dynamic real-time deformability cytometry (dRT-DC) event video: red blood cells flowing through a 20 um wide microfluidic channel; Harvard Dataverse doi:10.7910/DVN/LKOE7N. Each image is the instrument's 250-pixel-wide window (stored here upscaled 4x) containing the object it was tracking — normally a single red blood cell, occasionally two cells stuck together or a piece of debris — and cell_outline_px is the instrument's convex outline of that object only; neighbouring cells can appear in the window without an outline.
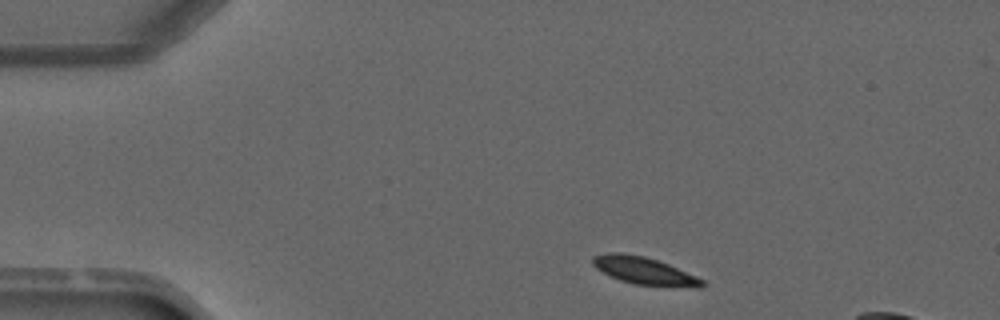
{"species": "common noctule bat (a hibernating species)", "species_latin": "Nyctalus noctula", "temperature_condition": "warm", "stored_images_in_passage": 3, "camera_frame_rate_fps": 3000, "um_per_image_px": 0.085, "animal": {"sex": "male", "forearm_length_mm": 52.5}, "frame": {"image": 1, "passage_image": 1, "time_ms": 0.0, "image_size_px": [1000, 320], "cell_outline_px": [[708, 284], [704, 288], [696, 288], [632, 284], [620, 280], [596, 268], [592, 264], [592, 256], [608, 252], [620, 252], [644, 256], [668, 264], [696, 276], [704, 280]], "centroid_in_image_um": [54.81, 23.03], "position_along_channel_um": 30.2, "area_um2": 17.63}}
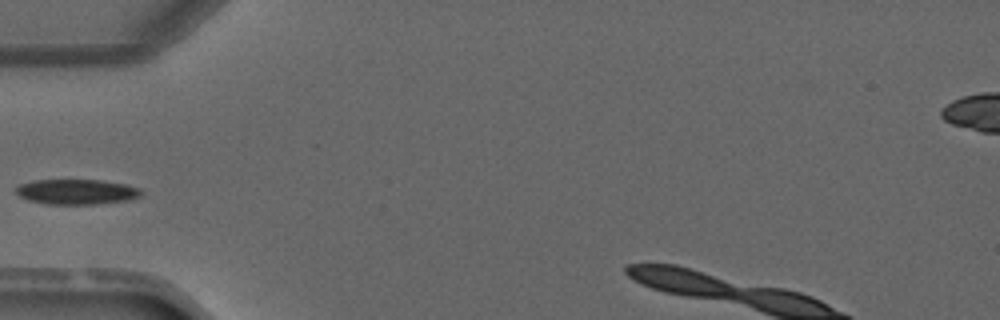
{"frame": {"image": 2, "passage_image": 3, "time_ms": 2.333, "image_size_px": [1000, 320], "cell_outline_px": [[144, 192], [140, 196], [128, 200], [100, 204], [48, 204], [28, 200], [20, 196], [16, 192], [16, 188], [20, 184], [36, 180], [100, 180], [124, 184], [140, 188]], "centroid_in_image_um": [6.54, 16.3], "position_along_channel_um": 78.5, "area_um2": 18.32}}